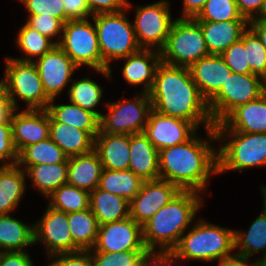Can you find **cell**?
I'll use <instances>...</instances> for the list:
<instances>
[{
    "label": "cell",
    "mask_w": 266,
    "mask_h": 266,
    "mask_svg": "<svg viewBox=\"0 0 266 266\" xmlns=\"http://www.w3.org/2000/svg\"><path fill=\"white\" fill-rule=\"evenodd\" d=\"M152 110L191 122L197 129L214 127L207 100L193 81L190 69L161 62L148 93Z\"/></svg>",
    "instance_id": "cell-1"
},
{
    "label": "cell",
    "mask_w": 266,
    "mask_h": 266,
    "mask_svg": "<svg viewBox=\"0 0 266 266\" xmlns=\"http://www.w3.org/2000/svg\"><path fill=\"white\" fill-rule=\"evenodd\" d=\"M208 140L195 133L188 141L159 151V178L180 190L204 193L211 175L218 174L217 150L211 141L217 140L215 128L206 129Z\"/></svg>",
    "instance_id": "cell-2"
},
{
    "label": "cell",
    "mask_w": 266,
    "mask_h": 266,
    "mask_svg": "<svg viewBox=\"0 0 266 266\" xmlns=\"http://www.w3.org/2000/svg\"><path fill=\"white\" fill-rule=\"evenodd\" d=\"M201 193L181 190L161 207L143 226V242L147 250H173L189 224L195 219L203 200Z\"/></svg>",
    "instance_id": "cell-3"
},
{
    "label": "cell",
    "mask_w": 266,
    "mask_h": 266,
    "mask_svg": "<svg viewBox=\"0 0 266 266\" xmlns=\"http://www.w3.org/2000/svg\"><path fill=\"white\" fill-rule=\"evenodd\" d=\"M234 231L198 220L187 234L181 236L173 252L178 261H219L235 251Z\"/></svg>",
    "instance_id": "cell-4"
},
{
    "label": "cell",
    "mask_w": 266,
    "mask_h": 266,
    "mask_svg": "<svg viewBox=\"0 0 266 266\" xmlns=\"http://www.w3.org/2000/svg\"><path fill=\"white\" fill-rule=\"evenodd\" d=\"M216 134L217 141H222L217 149L218 174L266 166V133L216 131Z\"/></svg>",
    "instance_id": "cell-5"
},
{
    "label": "cell",
    "mask_w": 266,
    "mask_h": 266,
    "mask_svg": "<svg viewBox=\"0 0 266 266\" xmlns=\"http://www.w3.org/2000/svg\"><path fill=\"white\" fill-rule=\"evenodd\" d=\"M124 11L92 16L104 69L112 70L109 64L112 60H122L141 49L133 25Z\"/></svg>",
    "instance_id": "cell-6"
},
{
    "label": "cell",
    "mask_w": 266,
    "mask_h": 266,
    "mask_svg": "<svg viewBox=\"0 0 266 266\" xmlns=\"http://www.w3.org/2000/svg\"><path fill=\"white\" fill-rule=\"evenodd\" d=\"M208 55L201 26L193 18H176L160 50L161 62L190 68Z\"/></svg>",
    "instance_id": "cell-7"
},
{
    "label": "cell",
    "mask_w": 266,
    "mask_h": 266,
    "mask_svg": "<svg viewBox=\"0 0 266 266\" xmlns=\"http://www.w3.org/2000/svg\"><path fill=\"white\" fill-rule=\"evenodd\" d=\"M62 33L55 43L79 68L86 65L111 79V70L104 69L95 25L88 18L67 21Z\"/></svg>",
    "instance_id": "cell-8"
},
{
    "label": "cell",
    "mask_w": 266,
    "mask_h": 266,
    "mask_svg": "<svg viewBox=\"0 0 266 266\" xmlns=\"http://www.w3.org/2000/svg\"><path fill=\"white\" fill-rule=\"evenodd\" d=\"M265 91L266 81L260 76L232 72L208 101L214 125L221 123L235 108L257 99Z\"/></svg>",
    "instance_id": "cell-9"
},
{
    "label": "cell",
    "mask_w": 266,
    "mask_h": 266,
    "mask_svg": "<svg viewBox=\"0 0 266 266\" xmlns=\"http://www.w3.org/2000/svg\"><path fill=\"white\" fill-rule=\"evenodd\" d=\"M5 79L9 99L15 109L17 98L27 103L26 109H47L50 98L45 94L41 78L33 62H23L11 57L5 59Z\"/></svg>",
    "instance_id": "cell-10"
},
{
    "label": "cell",
    "mask_w": 266,
    "mask_h": 266,
    "mask_svg": "<svg viewBox=\"0 0 266 266\" xmlns=\"http://www.w3.org/2000/svg\"><path fill=\"white\" fill-rule=\"evenodd\" d=\"M136 95L133 100L107 102L108 113L100 118L99 132L128 135L142 133L152 111V103L148 93L140 92Z\"/></svg>",
    "instance_id": "cell-11"
},
{
    "label": "cell",
    "mask_w": 266,
    "mask_h": 266,
    "mask_svg": "<svg viewBox=\"0 0 266 266\" xmlns=\"http://www.w3.org/2000/svg\"><path fill=\"white\" fill-rule=\"evenodd\" d=\"M167 0H161L147 6H136L133 25L138 45L143 49L157 47L160 51L169 35L174 20L171 18Z\"/></svg>",
    "instance_id": "cell-12"
},
{
    "label": "cell",
    "mask_w": 266,
    "mask_h": 266,
    "mask_svg": "<svg viewBox=\"0 0 266 266\" xmlns=\"http://www.w3.org/2000/svg\"><path fill=\"white\" fill-rule=\"evenodd\" d=\"M143 242L142 226L131 217L99 225L98 237L93 249L89 251L120 252L146 251Z\"/></svg>",
    "instance_id": "cell-13"
},
{
    "label": "cell",
    "mask_w": 266,
    "mask_h": 266,
    "mask_svg": "<svg viewBox=\"0 0 266 266\" xmlns=\"http://www.w3.org/2000/svg\"><path fill=\"white\" fill-rule=\"evenodd\" d=\"M44 242L48 259L59 253L73 252L67 213L47 207L42 218L34 224V244Z\"/></svg>",
    "instance_id": "cell-14"
},
{
    "label": "cell",
    "mask_w": 266,
    "mask_h": 266,
    "mask_svg": "<svg viewBox=\"0 0 266 266\" xmlns=\"http://www.w3.org/2000/svg\"><path fill=\"white\" fill-rule=\"evenodd\" d=\"M33 63L37 67L45 94L50 99H55L68 86L71 76L79 69L58 45Z\"/></svg>",
    "instance_id": "cell-15"
},
{
    "label": "cell",
    "mask_w": 266,
    "mask_h": 266,
    "mask_svg": "<svg viewBox=\"0 0 266 266\" xmlns=\"http://www.w3.org/2000/svg\"><path fill=\"white\" fill-rule=\"evenodd\" d=\"M180 191L176 185L160 178L144 181L140 191L129 202L130 217L143 226Z\"/></svg>",
    "instance_id": "cell-16"
},
{
    "label": "cell",
    "mask_w": 266,
    "mask_h": 266,
    "mask_svg": "<svg viewBox=\"0 0 266 266\" xmlns=\"http://www.w3.org/2000/svg\"><path fill=\"white\" fill-rule=\"evenodd\" d=\"M196 131L197 128L191 122L152 110L143 133L160 151L188 141Z\"/></svg>",
    "instance_id": "cell-17"
},
{
    "label": "cell",
    "mask_w": 266,
    "mask_h": 266,
    "mask_svg": "<svg viewBox=\"0 0 266 266\" xmlns=\"http://www.w3.org/2000/svg\"><path fill=\"white\" fill-rule=\"evenodd\" d=\"M11 116L13 144L18 154L26 147L49 138L50 115L46 109H25Z\"/></svg>",
    "instance_id": "cell-18"
},
{
    "label": "cell",
    "mask_w": 266,
    "mask_h": 266,
    "mask_svg": "<svg viewBox=\"0 0 266 266\" xmlns=\"http://www.w3.org/2000/svg\"><path fill=\"white\" fill-rule=\"evenodd\" d=\"M215 131L266 133V91L257 99L235 108Z\"/></svg>",
    "instance_id": "cell-19"
},
{
    "label": "cell",
    "mask_w": 266,
    "mask_h": 266,
    "mask_svg": "<svg viewBox=\"0 0 266 266\" xmlns=\"http://www.w3.org/2000/svg\"><path fill=\"white\" fill-rule=\"evenodd\" d=\"M189 69L193 81L207 102L221 89L232 73L223 57L217 54L201 58Z\"/></svg>",
    "instance_id": "cell-20"
},
{
    "label": "cell",
    "mask_w": 266,
    "mask_h": 266,
    "mask_svg": "<svg viewBox=\"0 0 266 266\" xmlns=\"http://www.w3.org/2000/svg\"><path fill=\"white\" fill-rule=\"evenodd\" d=\"M122 59L126 60L122 69L126 82L132 86L144 84L142 92L149 93L154 83L157 67L161 63L160 51L141 48Z\"/></svg>",
    "instance_id": "cell-21"
},
{
    "label": "cell",
    "mask_w": 266,
    "mask_h": 266,
    "mask_svg": "<svg viewBox=\"0 0 266 266\" xmlns=\"http://www.w3.org/2000/svg\"><path fill=\"white\" fill-rule=\"evenodd\" d=\"M94 150L99 155L103 168L129 170L130 135L99 132L94 138Z\"/></svg>",
    "instance_id": "cell-22"
},
{
    "label": "cell",
    "mask_w": 266,
    "mask_h": 266,
    "mask_svg": "<svg viewBox=\"0 0 266 266\" xmlns=\"http://www.w3.org/2000/svg\"><path fill=\"white\" fill-rule=\"evenodd\" d=\"M129 170L143 181L159 179V151L143 132L130 135Z\"/></svg>",
    "instance_id": "cell-23"
},
{
    "label": "cell",
    "mask_w": 266,
    "mask_h": 266,
    "mask_svg": "<svg viewBox=\"0 0 266 266\" xmlns=\"http://www.w3.org/2000/svg\"><path fill=\"white\" fill-rule=\"evenodd\" d=\"M202 29L209 54H222L247 29V20L196 21Z\"/></svg>",
    "instance_id": "cell-24"
},
{
    "label": "cell",
    "mask_w": 266,
    "mask_h": 266,
    "mask_svg": "<svg viewBox=\"0 0 266 266\" xmlns=\"http://www.w3.org/2000/svg\"><path fill=\"white\" fill-rule=\"evenodd\" d=\"M102 171L103 165L94 149L86 154L68 157L67 183L94 191L99 186Z\"/></svg>",
    "instance_id": "cell-25"
},
{
    "label": "cell",
    "mask_w": 266,
    "mask_h": 266,
    "mask_svg": "<svg viewBox=\"0 0 266 266\" xmlns=\"http://www.w3.org/2000/svg\"><path fill=\"white\" fill-rule=\"evenodd\" d=\"M54 103V99H51L46 109L50 115V122L67 123L86 131L93 139L99 133L100 118L96 114L72 102L61 105Z\"/></svg>",
    "instance_id": "cell-26"
},
{
    "label": "cell",
    "mask_w": 266,
    "mask_h": 266,
    "mask_svg": "<svg viewBox=\"0 0 266 266\" xmlns=\"http://www.w3.org/2000/svg\"><path fill=\"white\" fill-rule=\"evenodd\" d=\"M89 208L99 225L130 217L128 200L98 187L90 192Z\"/></svg>",
    "instance_id": "cell-27"
},
{
    "label": "cell",
    "mask_w": 266,
    "mask_h": 266,
    "mask_svg": "<svg viewBox=\"0 0 266 266\" xmlns=\"http://www.w3.org/2000/svg\"><path fill=\"white\" fill-rule=\"evenodd\" d=\"M49 137L68 157L86 154L94 149V139L86 131L67 123L50 122Z\"/></svg>",
    "instance_id": "cell-28"
},
{
    "label": "cell",
    "mask_w": 266,
    "mask_h": 266,
    "mask_svg": "<svg viewBox=\"0 0 266 266\" xmlns=\"http://www.w3.org/2000/svg\"><path fill=\"white\" fill-rule=\"evenodd\" d=\"M26 172L19 165L0 167V215L11 214L26 188Z\"/></svg>",
    "instance_id": "cell-29"
},
{
    "label": "cell",
    "mask_w": 266,
    "mask_h": 266,
    "mask_svg": "<svg viewBox=\"0 0 266 266\" xmlns=\"http://www.w3.org/2000/svg\"><path fill=\"white\" fill-rule=\"evenodd\" d=\"M263 197V210L261 214L252 222L248 231H234L235 250L239 247V252L235 253L244 255L247 258L253 254L263 251L261 258L258 260H266V196Z\"/></svg>",
    "instance_id": "cell-30"
},
{
    "label": "cell",
    "mask_w": 266,
    "mask_h": 266,
    "mask_svg": "<svg viewBox=\"0 0 266 266\" xmlns=\"http://www.w3.org/2000/svg\"><path fill=\"white\" fill-rule=\"evenodd\" d=\"M34 244V225L11 217L0 215V252L26 251L24 248Z\"/></svg>",
    "instance_id": "cell-31"
},
{
    "label": "cell",
    "mask_w": 266,
    "mask_h": 266,
    "mask_svg": "<svg viewBox=\"0 0 266 266\" xmlns=\"http://www.w3.org/2000/svg\"><path fill=\"white\" fill-rule=\"evenodd\" d=\"M67 219L73 238V252L93 249L98 237L99 224L90 208L67 213Z\"/></svg>",
    "instance_id": "cell-32"
},
{
    "label": "cell",
    "mask_w": 266,
    "mask_h": 266,
    "mask_svg": "<svg viewBox=\"0 0 266 266\" xmlns=\"http://www.w3.org/2000/svg\"><path fill=\"white\" fill-rule=\"evenodd\" d=\"M46 198L60 186L67 184L68 163L19 166Z\"/></svg>",
    "instance_id": "cell-33"
},
{
    "label": "cell",
    "mask_w": 266,
    "mask_h": 266,
    "mask_svg": "<svg viewBox=\"0 0 266 266\" xmlns=\"http://www.w3.org/2000/svg\"><path fill=\"white\" fill-rule=\"evenodd\" d=\"M143 180L130 170H108L103 168L99 189L116 194L129 202L140 191Z\"/></svg>",
    "instance_id": "cell-34"
},
{
    "label": "cell",
    "mask_w": 266,
    "mask_h": 266,
    "mask_svg": "<svg viewBox=\"0 0 266 266\" xmlns=\"http://www.w3.org/2000/svg\"><path fill=\"white\" fill-rule=\"evenodd\" d=\"M58 163H68V156L50 137L38 143L26 146L18 154L17 161V165L19 166Z\"/></svg>",
    "instance_id": "cell-35"
},
{
    "label": "cell",
    "mask_w": 266,
    "mask_h": 266,
    "mask_svg": "<svg viewBox=\"0 0 266 266\" xmlns=\"http://www.w3.org/2000/svg\"><path fill=\"white\" fill-rule=\"evenodd\" d=\"M47 199L50 200L47 206L61 212L73 213L89 208L90 192L67 183L57 188Z\"/></svg>",
    "instance_id": "cell-36"
},
{
    "label": "cell",
    "mask_w": 266,
    "mask_h": 266,
    "mask_svg": "<svg viewBox=\"0 0 266 266\" xmlns=\"http://www.w3.org/2000/svg\"><path fill=\"white\" fill-rule=\"evenodd\" d=\"M17 37L18 47L27 57L13 59L23 62H33L35 59H32V57L40 58L57 45L49 37L32 29L26 23L20 28Z\"/></svg>",
    "instance_id": "cell-37"
},
{
    "label": "cell",
    "mask_w": 266,
    "mask_h": 266,
    "mask_svg": "<svg viewBox=\"0 0 266 266\" xmlns=\"http://www.w3.org/2000/svg\"><path fill=\"white\" fill-rule=\"evenodd\" d=\"M68 92L70 102L91 111L101 118L103 114L95 110V107L101 101L103 89L96 82L89 78L73 80Z\"/></svg>",
    "instance_id": "cell-38"
},
{
    "label": "cell",
    "mask_w": 266,
    "mask_h": 266,
    "mask_svg": "<svg viewBox=\"0 0 266 266\" xmlns=\"http://www.w3.org/2000/svg\"><path fill=\"white\" fill-rule=\"evenodd\" d=\"M193 19L195 21L212 22L246 20L240 15L235 0H208L203 9Z\"/></svg>",
    "instance_id": "cell-39"
},
{
    "label": "cell",
    "mask_w": 266,
    "mask_h": 266,
    "mask_svg": "<svg viewBox=\"0 0 266 266\" xmlns=\"http://www.w3.org/2000/svg\"><path fill=\"white\" fill-rule=\"evenodd\" d=\"M244 47L251 74L266 81V49L250 27L244 31Z\"/></svg>",
    "instance_id": "cell-40"
},
{
    "label": "cell",
    "mask_w": 266,
    "mask_h": 266,
    "mask_svg": "<svg viewBox=\"0 0 266 266\" xmlns=\"http://www.w3.org/2000/svg\"><path fill=\"white\" fill-rule=\"evenodd\" d=\"M145 251H90L94 266H139Z\"/></svg>",
    "instance_id": "cell-41"
},
{
    "label": "cell",
    "mask_w": 266,
    "mask_h": 266,
    "mask_svg": "<svg viewBox=\"0 0 266 266\" xmlns=\"http://www.w3.org/2000/svg\"><path fill=\"white\" fill-rule=\"evenodd\" d=\"M28 10V16L41 15L58 18L63 24L66 23V12L63 0H19Z\"/></svg>",
    "instance_id": "cell-42"
},
{
    "label": "cell",
    "mask_w": 266,
    "mask_h": 266,
    "mask_svg": "<svg viewBox=\"0 0 266 266\" xmlns=\"http://www.w3.org/2000/svg\"><path fill=\"white\" fill-rule=\"evenodd\" d=\"M232 72L240 74L251 73L250 65L247 61L244 47V32L241 38L231 44L222 54H220Z\"/></svg>",
    "instance_id": "cell-43"
},
{
    "label": "cell",
    "mask_w": 266,
    "mask_h": 266,
    "mask_svg": "<svg viewBox=\"0 0 266 266\" xmlns=\"http://www.w3.org/2000/svg\"><path fill=\"white\" fill-rule=\"evenodd\" d=\"M7 159L11 162H6ZM0 161L4 163L0 167L15 165L18 161V152L13 144L11 123H0Z\"/></svg>",
    "instance_id": "cell-44"
},
{
    "label": "cell",
    "mask_w": 266,
    "mask_h": 266,
    "mask_svg": "<svg viewBox=\"0 0 266 266\" xmlns=\"http://www.w3.org/2000/svg\"><path fill=\"white\" fill-rule=\"evenodd\" d=\"M26 24L50 39L63 31V23L53 16L33 15L28 16Z\"/></svg>",
    "instance_id": "cell-45"
},
{
    "label": "cell",
    "mask_w": 266,
    "mask_h": 266,
    "mask_svg": "<svg viewBox=\"0 0 266 266\" xmlns=\"http://www.w3.org/2000/svg\"><path fill=\"white\" fill-rule=\"evenodd\" d=\"M49 259L53 260L48 266H94L89 250L59 253Z\"/></svg>",
    "instance_id": "cell-46"
},
{
    "label": "cell",
    "mask_w": 266,
    "mask_h": 266,
    "mask_svg": "<svg viewBox=\"0 0 266 266\" xmlns=\"http://www.w3.org/2000/svg\"><path fill=\"white\" fill-rule=\"evenodd\" d=\"M176 261L177 258L173 250H159V252L146 250L141 257L139 266H172Z\"/></svg>",
    "instance_id": "cell-47"
},
{
    "label": "cell",
    "mask_w": 266,
    "mask_h": 266,
    "mask_svg": "<svg viewBox=\"0 0 266 266\" xmlns=\"http://www.w3.org/2000/svg\"><path fill=\"white\" fill-rule=\"evenodd\" d=\"M91 15L115 13L131 7L127 0H86Z\"/></svg>",
    "instance_id": "cell-48"
},
{
    "label": "cell",
    "mask_w": 266,
    "mask_h": 266,
    "mask_svg": "<svg viewBox=\"0 0 266 266\" xmlns=\"http://www.w3.org/2000/svg\"><path fill=\"white\" fill-rule=\"evenodd\" d=\"M240 15L248 22L259 18L266 0H235Z\"/></svg>",
    "instance_id": "cell-49"
},
{
    "label": "cell",
    "mask_w": 266,
    "mask_h": 266,
    "mask_svg": "<svg viewBox=\"0 0 266 266\" xmlns=\"http://www.w3.org/2000/svg\"><path fill=\"white\" fill-rule=\"evenodd\" d=\"M66 22L69 20L87 19L92 16L86 0H63Z\"/></svg>",
    "instance_id": "cell-50"
},
{
    "label": "cell",
    "mask_w": 266,
    "mask_h": 266,
    "mask_svg": "<svg viewBox=\"0 0 266 266\" xmlns=\"http://www.w3.org/2000/svg\"><path fill=\"white\" fill-rule=\"evenodd\" d=\"M0 266H34L26 251L0 252Z\"/></svg>",
    "instance_id": "cell-51"
},
{
    "label": "cell",
    "mask_w": 266,
    "mask_h": 266,
    "mask_svg": "<svg viewBox=\"0 0 266 266\" xmlns=\"http://www.w3.org/2000/svg\"><path fill=\"white\" fill-rule=\"evenodd\" d=\"M249 258L235 253L219 260L218 266H260V261L256 258L253 263L248 262Z\"/></svg>",
    "instance_id": "cell-52"
},
{
    "label": "cell",
    "mask_w": 266,
    "mask_h": 266,
    "mask_svg": "<svg viewBox=\"0 0 266 266\" xmlns=\"http://www.w3.org/2000/svg\"><path fill=\"white\" fill-rule=\"evenodd\" d=\"M208 0H183V16L179 18H195Z\"/></svg>",
    "instance_id": "cell-53"
},
{
    "label": "cell",
    "mask_w": 266,
    "mask_h": 266,
    "mask_svg": "<svg viewBox=\"0 0 266 266\" xmlns=\"http://www.w3.org/2000/svg\"><path fill=\"white\" fill-rule=\"evenodd\" d=\"M259 37L262 45L266 49V19L256 18L249 21L248 25Z\"/></svg>",
    "instance_id": "cell-54"
},
{
    "label": "cell",
    "mask_w": 266,
    "mask_h": 266,
    "mask_svg": "<svg viewBox=\"0 0 266 266\" xmlns=\"http://www.w3.org/2000/svg\"><path fill=\"white\" fill-rule=\"evenodd\" d=\"M0 105H13L9 99L8 86L5 76L4 79L0 80Z\"/></svg>",
    "instance_id": "cell-55"
},
{
    "label": "cell",
    "mask_w": 266,
    "mask_h": 266,
    "mask_svg": "<svg viewBox=\"0 0 266 266\" xmlns=\"http://www.w3.org/2000/svg\"><path fill=\"white\" fill-rule=\"evenodd\" d=\"M14 110L13 105H0V123H11Z\"/></svg>",
    "instance_id": "cell-56"
},
{
    "label": "cell",
    "mask_w": 266,
    "mask_h": 266,
    "mask_svg": "<svg viewBox=\"0 0 266 266\" xmlns=\"http://www.w3.org/2000/svg\"><path fill=\"white\" fill-rule=\"evenodd\" d=\"M259 18L266 19V2H265L264 9H263V11H262V13H261Z\"/></svg>",
    "instance_id": "cell-57"
},
{
    "label": "cell",
    "mask_w": 266,
    "mask_h": 266,
    "mask_svg": "<svg viewBox=\"0 0 266 266\" xmlns=\"http://www.w3.org/2000/svg\"><path fill=\"white\" fill-rule=\"evenodd\" d=\"M261 193L264 194L266 196V186H262L261 187Z\"/></svg>",
    "instance_id": "cell-58"
},
{
    "label": "cell",
    "mask_w": 266,
    "mask_h": 266,
    "mask_svg": "<svg viewBox=\"0 0 266 266\" xmlns=\"http://www.w3.org/2000/svg\"><path fill=\"white\" fill-rule=\"evenodd\" d=\"M260 266H266V260L260 262Z\"/></svg>",
    "instance_id": "cell-59"
}]
</instances>
